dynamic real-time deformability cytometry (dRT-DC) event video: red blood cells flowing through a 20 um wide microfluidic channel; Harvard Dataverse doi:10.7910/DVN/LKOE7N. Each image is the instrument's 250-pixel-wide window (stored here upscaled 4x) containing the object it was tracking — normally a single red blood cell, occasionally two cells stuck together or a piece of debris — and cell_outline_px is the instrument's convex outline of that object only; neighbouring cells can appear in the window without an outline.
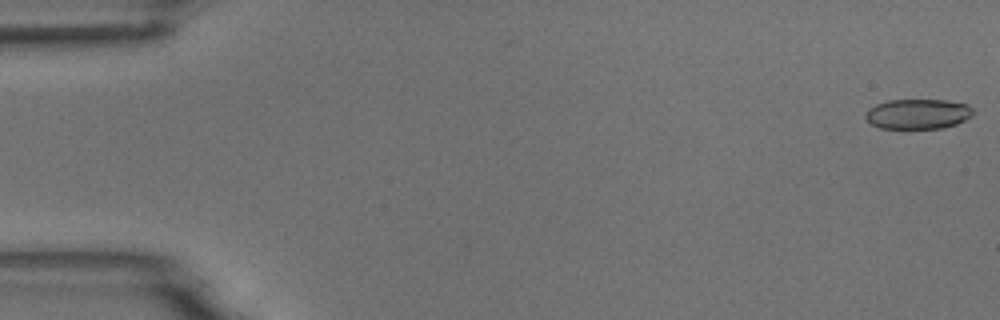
{"species": "common noctule bat (a hibernating species)", "species_latin": "Nyctalus noctula", "temperature_condition": "room temperature", "stored_images_in_passage": 3, "camera_frame_rate_fps": 3000, "um_per_image_px": 0.085, "animal": {"sex": "male", "body_mass_g": 18.8}, "frame": {"image": 1, "passage_image": 1, "time_ms": 0.0, "image_size_px": [1000, 320], "cell_outline_px": [[976, 112], [972, 116], [956, 124], [944, 128], [880, 128], [872, 124], [864, 116], [864, 112], [868, 108], [876, 104], [888, 100], [948, 100], [968, 104]], "centroid_in_image_um": [78.04, 9.68], "position_along_channel_um": 7.0, "area_um2": 19.02}}